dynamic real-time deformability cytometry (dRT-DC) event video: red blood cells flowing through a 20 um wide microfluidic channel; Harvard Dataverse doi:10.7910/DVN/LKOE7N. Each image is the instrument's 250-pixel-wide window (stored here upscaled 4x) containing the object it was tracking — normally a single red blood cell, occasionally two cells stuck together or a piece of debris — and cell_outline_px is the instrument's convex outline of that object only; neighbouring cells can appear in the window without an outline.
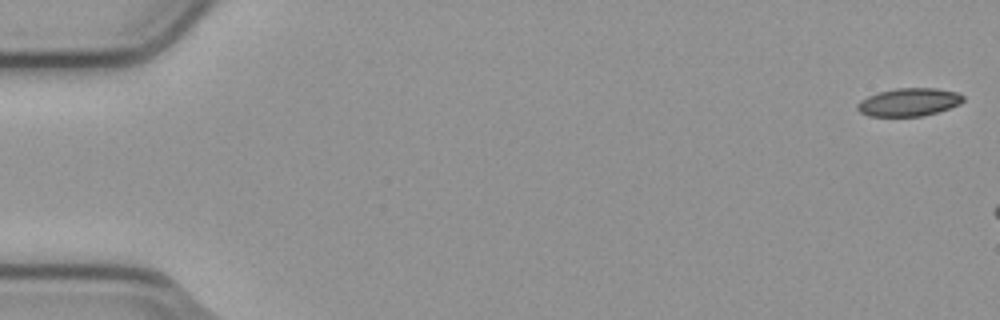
{"species": "common noctule bat (a hibernating species)", "species_latin": "Nyctalus noctula", "temperature_condition": "cold", "stored_images_in_passage": 8, "camera_frame_rate_fps": 3000, "um_per_image_px": 0.085, "animal": {"sex": "male", "body_mass_g": 23.1, "forearm_length_mm": 52.7}, "frame": {"image": 1, "passage_image": 1, "time_ms": 0.0, "image_size_px": [1000, 320], "cell_outline_px": [[964, 100], [960, 104], [936, 112], [920, 116], [868, 116], [860, 112], [856, 108], [856, 104], [860, 100], [868, 96], [880, 92], [896, 88], [936, 88], [956, 92], [964, 96]], "centroid_in_image_um": [77.24, 8.68], "position_along_channel_um": 7.8, "area_um2": 17.17}}